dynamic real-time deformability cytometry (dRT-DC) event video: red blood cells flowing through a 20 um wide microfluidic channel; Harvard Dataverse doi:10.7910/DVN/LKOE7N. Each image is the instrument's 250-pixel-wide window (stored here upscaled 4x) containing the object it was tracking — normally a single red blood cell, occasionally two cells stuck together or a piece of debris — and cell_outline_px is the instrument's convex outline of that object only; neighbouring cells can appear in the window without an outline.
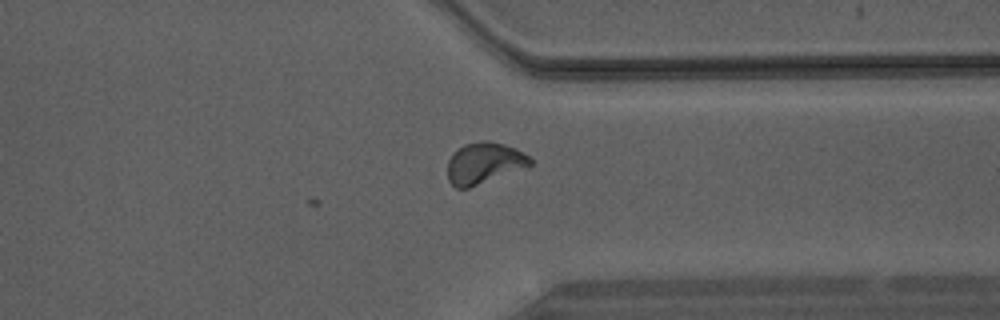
{"species": "Egyptian fruit bat (a non-hibernating species)", "species_latin": "Rousettus aegyptiacus", "temperature_condition": "warm", "stored_images_in_passage": 21, "camera_frame_rate_fps": 3000, "um_per_image_px": 0.085, "animal": {"sex": "male"}, "frame": {"image": 1, "passage_image": 21, "time_ms": 6.667, "image_size_px": [1000, 320], "cell_outline_px": [[532, 164], [468, 188], [456, 188], [448, 180], [448, 160], [464, 144], [480, 140], [488, 140], [504, 144], [516, 148], [528, 156], [532, 160]], "centroid_in_image_um": [41.13, 13.84], "position_along_channel_um": 370.3, "area_um2": 19.42}}